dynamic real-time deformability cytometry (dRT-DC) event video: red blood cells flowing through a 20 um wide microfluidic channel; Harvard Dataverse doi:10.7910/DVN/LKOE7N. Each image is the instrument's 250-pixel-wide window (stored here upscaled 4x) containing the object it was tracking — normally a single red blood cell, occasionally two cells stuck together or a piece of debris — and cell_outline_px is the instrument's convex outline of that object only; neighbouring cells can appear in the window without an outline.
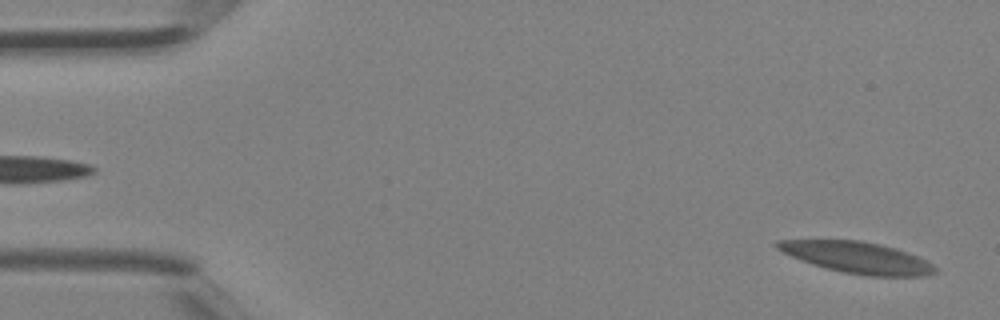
{"species": "Egyptian fruit bat (a non-hibernating species)", "species_latin": "Rousettus aegyptiacus", "temperature_condition": "room temperature", "stored_images_in_passage": 44, "segment_of_instrument_passage": [1, 2], "camera_frame_rate_fps": 3000, "um_per_image_px": 0.085, "animal": {"sex": "female"}, "frame": {"image": 1, "passage_image": 1, "time_ms": 0.0, "image_size_px": [1000, 320], "cell_outline_px": [[936, 272], [924, 276], [864, 276], [844, 272], [812, 264], [792, 256], [776, 248], [772, 244], [776, 240], [860, 240], [880, 244], [896, 248], [916, 256], [932, 264], [936, 268]], "centroid_in_image_um": [72.85, 21.88], "position_along_channel_um": 12.2, "area_um2": 28.55}}
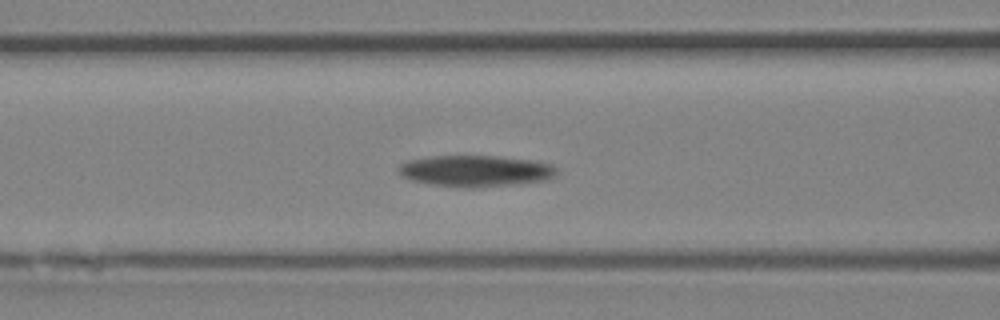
{"frame": {"image": 2, "passage_image": 17, "time_ms": 5.333, "image_size_px": [1000, 320], "cell_outline_px": [[556, 172], [552, 176], [544, 180], [512, 184], [476, 188], [468, 188], [432, 184], [408, 180], [396, 168], [400, 164], [408, 160], [432, 156], [496, 156], [528, 160], [548, 164], [556, 168]], "centroid_in_image_um": [40.33, 14.53], "position_along_channel_um": 126.3, "area_um2": 28.44}}
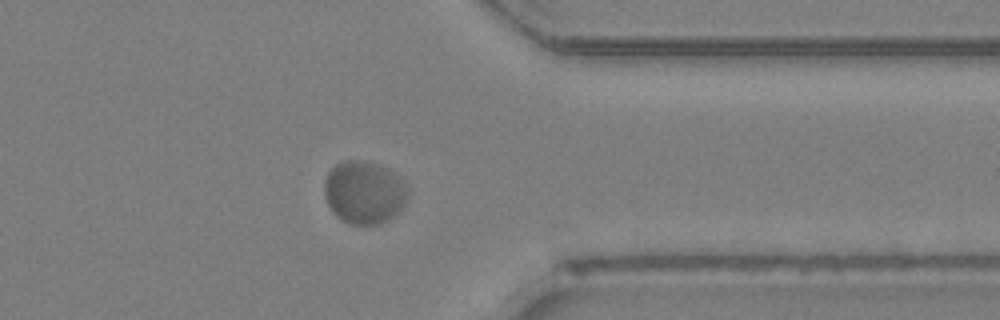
{"frame": {"image": 3, "passage_image": 34, "time_ms": 11.0, "image_size_px": [1000, 320], "cell_outline_px": [[408, 200], [388, 220], [380, 224], [352, 224], [340, 220], [332, 212], [328, 204], [324, 192], [324, 184], [328, 172], [336, 164], [344, 160], [360, 160], [376, 164], [388, 168], [408, 184]], "centroid_in_image_um": [30.96, 16.35], "position_along_channel_um": 380.4, "area_um2": 30.69}}